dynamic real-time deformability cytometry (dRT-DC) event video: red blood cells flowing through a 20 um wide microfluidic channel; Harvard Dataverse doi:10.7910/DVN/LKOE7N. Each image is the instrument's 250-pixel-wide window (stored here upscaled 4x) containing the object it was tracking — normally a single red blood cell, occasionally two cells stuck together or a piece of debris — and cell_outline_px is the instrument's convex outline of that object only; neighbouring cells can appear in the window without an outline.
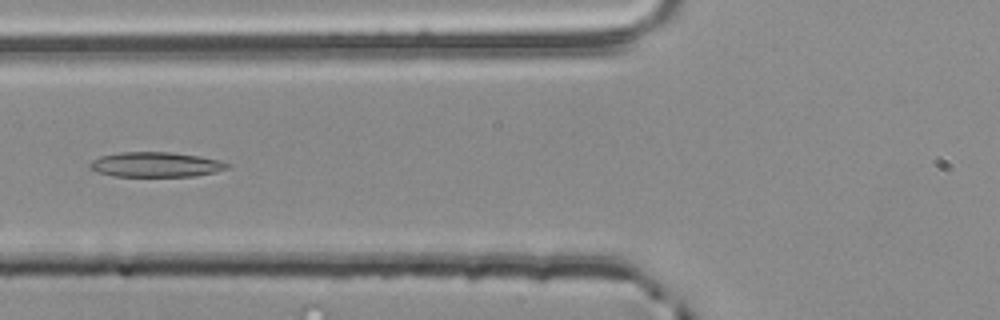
{"species": "common noctule bat (a hibernating species)", "species_latin": "Nyctalus noctula", "temperature_condition": "room temperature", "stored_images_in_passage": 4, "camera_frame_rate_fps": 3000, "um_per_image_px": 0.085, "animal": {"sex": "male", "body_mass_g": 20.4}, "frame": {"image": 1, "passage_image": 4, "time_ms": 1.0, "image_size_px": [1000, 320], "cell_outline_px": [[228, 168], [216, 172], [196, 176], [112, 176], [96, 172], [88, 164], [92, 160], [100, 156], [120, 152], [172, 152], [200, 156], [220, 160], [228, 164]], "centroid_in_image_um": [13.23, 13.98], "position_along_channel_um": 112.6, "area_um2": 20.0}}